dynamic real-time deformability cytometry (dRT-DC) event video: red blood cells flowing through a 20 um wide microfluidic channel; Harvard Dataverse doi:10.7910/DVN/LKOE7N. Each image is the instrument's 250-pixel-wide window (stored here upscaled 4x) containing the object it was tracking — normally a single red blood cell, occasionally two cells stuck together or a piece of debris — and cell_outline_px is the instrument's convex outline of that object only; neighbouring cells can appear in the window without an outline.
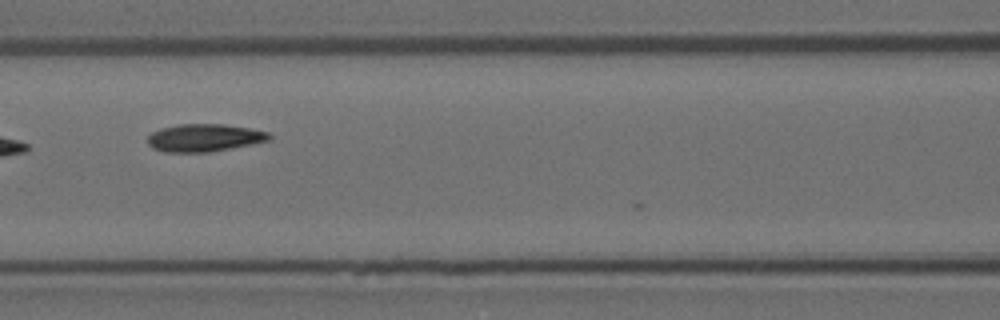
{"species": "Egyptian fruit bat (a non-hibernating species)", "species_latin": "Rousettus aegyptiacus", "temperature_condition": "room temperature", "stored_images_in_passage": 6, "camera_frame_rate_fps": 3000, "um_per_image_px": 0.085, "animal": {"sex": "female"}, "frame": {"image": 1, "passage_image": 5, "time_ms": 1.333, "image_size_px": [1000, 320], "cell_outline_px": [[272, 140], [208, 152], [164, 152], [152, 148], [148, 144], [148, 136], [152, 132], [160, 128], [176, 124], [224, 124], [248, 128], [268, 132], [272, 136]], "centroid_in_image_um": [17.34, 11.7], "position_along_channel_um": 149.3, "area_um2": 19.59}}
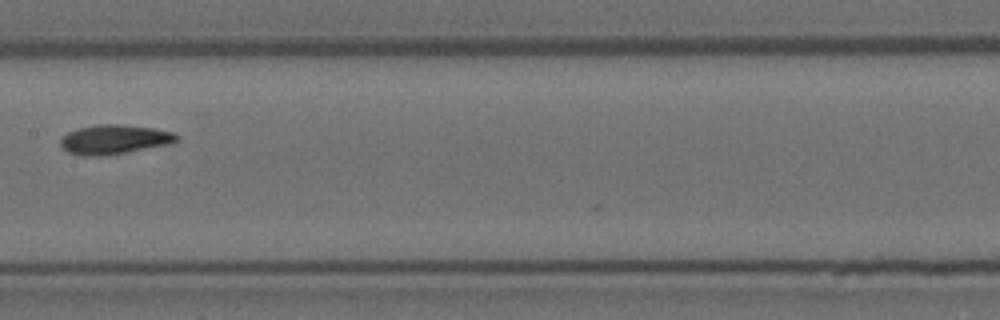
{"frame": {"image": 2, "passage_image": 6, "time_ms": 1.667, "image_size_px": [1000, 320], "cell_outline_px": [[180, 140], [172, 144], [100, 156], [92, 156], [68, 152], [60, 144], [60, 140], [68, 132], [76, 128], [100, 124], [120, 124], [152, 128], [172, 132], [180, 136]], "centroid_in_image_um": [9.76, 11.84], "position_along_channel_um": 197.6, "area_um2": 19.71}}